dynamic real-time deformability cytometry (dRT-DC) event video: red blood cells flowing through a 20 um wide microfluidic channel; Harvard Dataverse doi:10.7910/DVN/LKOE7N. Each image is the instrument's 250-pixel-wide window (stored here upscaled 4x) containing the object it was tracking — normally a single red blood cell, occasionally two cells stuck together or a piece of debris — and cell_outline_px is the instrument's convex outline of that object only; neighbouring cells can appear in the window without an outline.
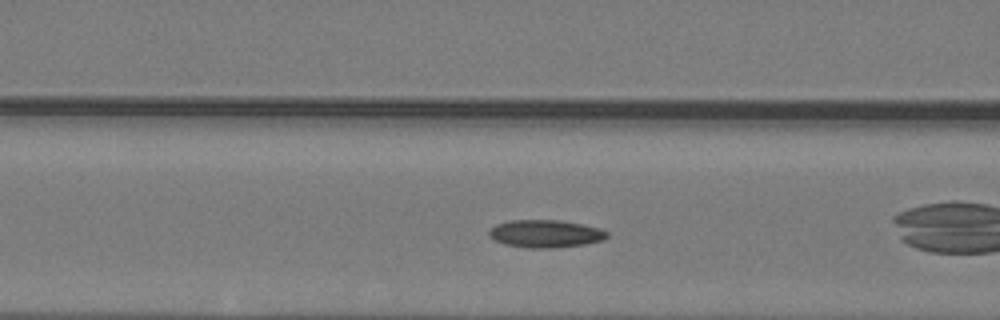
{"species": "common noctule bat (a hibernating species)", "species_latin": "Nyctalus noctula", "temperature_condition": "warm", "stored_images_in_passage": 35, "camera_frame_rate_fps": 3000, "um_per_image_px": 0.085, "animal": {"sex": "male", "body_mass_g": 19.2, "forearm_length_mm": 51.8}, "frame": {"image": 1, "passage_image": 6, "time_ms": 1.667, "image_size_px": [1000, 320], "cell_outline_px": [[608, 236], [604, 240], [584, 244], [552, 248], [528, 248], [504, 244], [488, 236], [488, 232], [496, 224], [512, 220], [560, 220], [600, 228], [608, 232]], "centroid_in_image_um": [46.37, 19.87], "position_along_channel_um": 120.2, "area_um2": 18.96}}
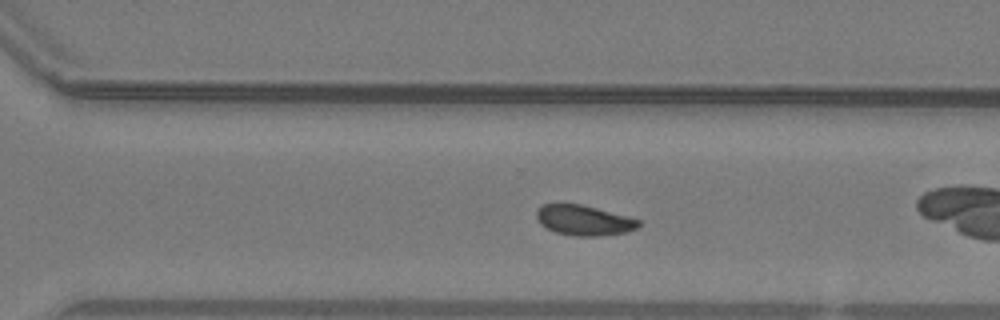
{"frame": {"image": 2, "passage_image": 20, "time_ms": 6.333, "image_size_px": [1000, 320], "cell_outline_px": [[640, 228], [628, 232], [600, 236], [576, 236], [556, 232], [540, 224], [536, 216], [536, 212], [544, 204], [556, 200], [580, 204], [596, 208], [640, 220]], "centroid_in_image_um": [49.6, 18.7], "position_along_channel_um": 321.0, "area_um2": 18.32}}